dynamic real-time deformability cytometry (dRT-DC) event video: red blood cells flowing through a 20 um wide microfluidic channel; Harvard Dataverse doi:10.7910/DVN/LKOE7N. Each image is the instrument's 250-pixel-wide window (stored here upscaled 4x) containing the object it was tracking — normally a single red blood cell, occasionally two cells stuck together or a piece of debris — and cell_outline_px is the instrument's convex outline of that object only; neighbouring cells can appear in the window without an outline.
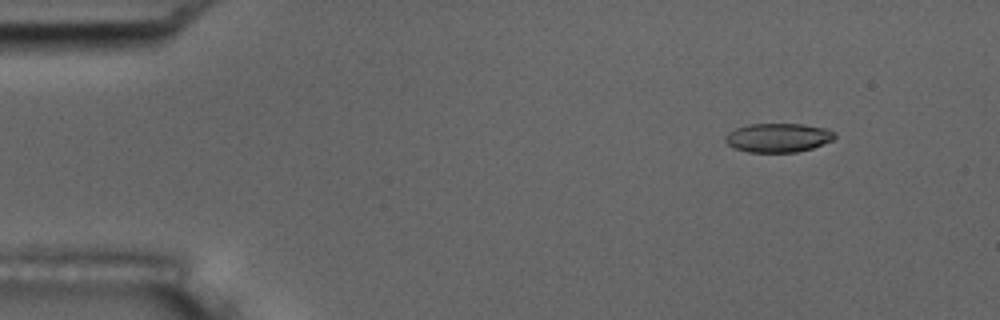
{"species": "common noctule bat (a hibernating species)", "species_latin": "Nyctalus noctula", "temperature_condition": "room temperature", "stored_images_in_passage": 6, "camera_frame_rate_fps": 3000, "um_per_image_px": 0.085, "animal": {"sex": "male", "body_mass_g": 17.5, "forearm_length_mm": 52.3}, "frame": {"image": 1, "passage_image": 2, "time_ms": 1.333, "image_size_px": [1000, 320], "cell_outline_px": [[836, 136], [832, 140], [812, 148], [796, 152], [748, 152], [732, 148], [724, 140], [724, 136], [728, 132], [736, 128], [748, 124], [804, 124], [828, 128], [836, 132]], "centroid_in_image_um": [66.13, 11.7], "position_along_channel_um": 18.9, "area_um2": 18.67}}